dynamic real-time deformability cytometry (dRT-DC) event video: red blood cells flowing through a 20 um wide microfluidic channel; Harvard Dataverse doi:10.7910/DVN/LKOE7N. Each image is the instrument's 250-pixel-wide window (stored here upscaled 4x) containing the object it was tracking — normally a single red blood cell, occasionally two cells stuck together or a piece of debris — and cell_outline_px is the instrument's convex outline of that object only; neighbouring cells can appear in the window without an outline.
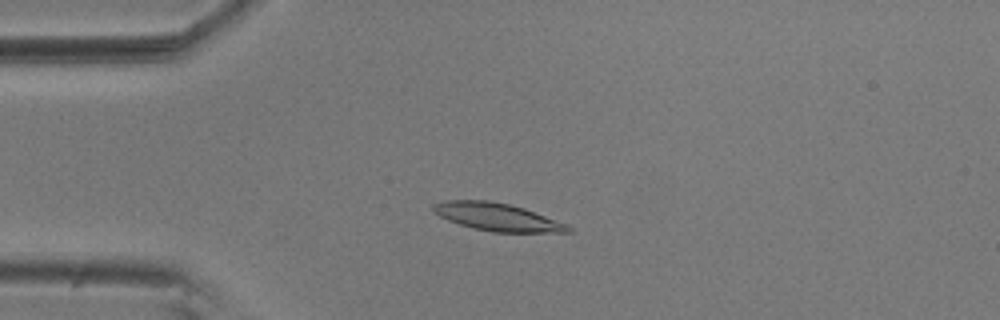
{"species": "common noctule bat (a hibernating species)", "species_latin": "Nyctalus noctula", "temperature_condition": "room temperature", "stored_images_in_passage": 56, "camera_frame_rate_fps": 3000, "um_per_image_px": 0.085, "animal": {"sex": "male", "body_mass_g": 20.5, "forearm_length_mm": 52.5}, "frame": {"image": 1, "passage_image": 14, "time_ms": 4.333, "image_size_px": [1000, 320], "cell_outline_px": [[572, 232], [492, 232], [472, 228], [448, 220], [432, 212], [432, 204], [448, 200], [488, 200], [508, 204], [524, 208], [568, 224], [572, 228]], "centroid_in_image_um": [42.26, 18.44], "position_along_channel_um": 42.7, "area_um2": 21.79}}
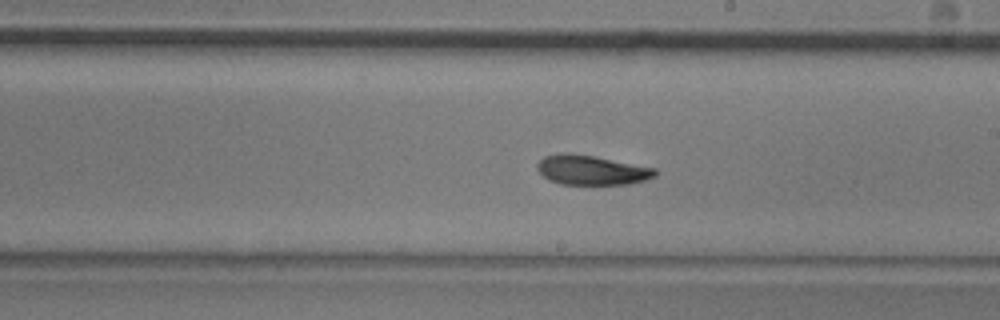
{"frame": {"image": 2, "passage_image": 32, "time_ms": 10.333, "image_size_px": [1000, 320], "cell_outline_px": [[656, 176], [632, 184], [560, 184], [548, 180], [536, 168], [536, 164], [544, 156], [560, 152], [568, 152], [592, 156], [656, 168]], "centroid_in_image_um": [50.25, 14.45], "position_along_channel_um": 238.8, "area_um2": 20.35}}
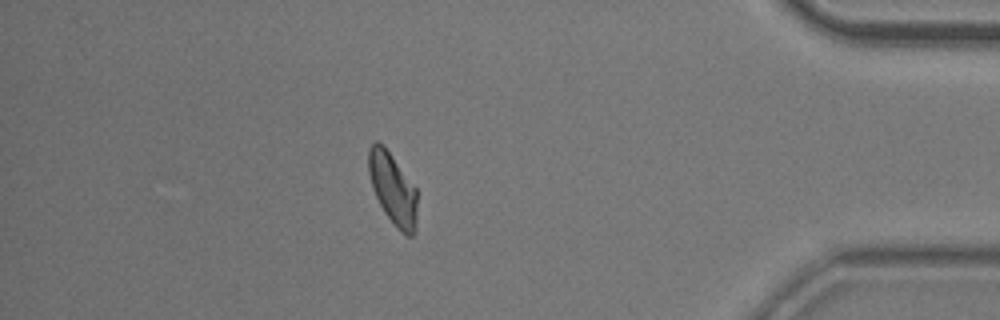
{"frame": {"image": 3, "passage_image": 49, "time_ms": 16.0, "image_size_px": [1000, 320], "cell_outline_px": [[416, 232], [412, 236], [404, 236], [400, 232], [384, 212], [372, 188], [368, 172], [368, 148], [376, 140], [384, 144], [416, 188]], "centroid_in_image_um": [33.38, 16.04], "position_along_channel_um": 401.8, "area_um2": 20.46}, "authors_computed_cell_mechanics": {"area_um2": 20.7791, "velocity_mm_per_s": 3.6112, "shape_relaxation_time_tau1_ms": 4.1423, "shape_relaxation_time_tau2_ms": 3.8687, "deformation_change_tau1": 0.1421, "deformation_change_tau2": 0.0936}}